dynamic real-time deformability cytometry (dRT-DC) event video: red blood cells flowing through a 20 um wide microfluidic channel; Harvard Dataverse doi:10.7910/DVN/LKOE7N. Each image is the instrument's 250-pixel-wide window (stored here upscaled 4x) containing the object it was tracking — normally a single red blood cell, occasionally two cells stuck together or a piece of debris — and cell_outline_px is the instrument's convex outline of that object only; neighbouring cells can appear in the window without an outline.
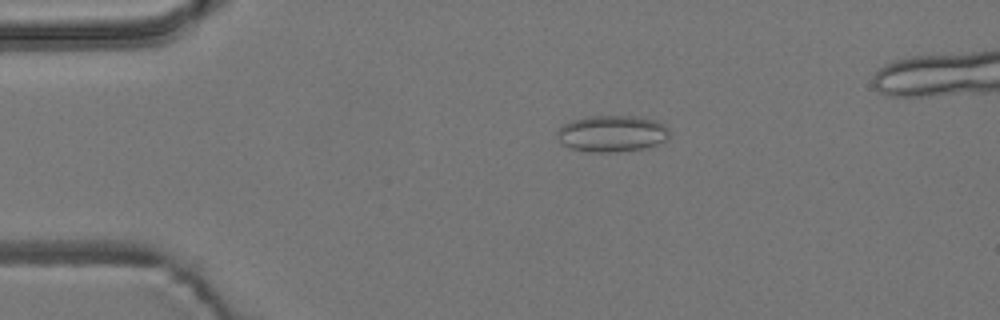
{"species": "common noctule bat (a hibernating species)", "species_latin": "Nyctalus noctula", "temperature_condition": "room temperature", "stored_images_in_passage": 54, "camera_frame_rate_fps": 3000, "um_per_image_px": 0.085, "animal": {"sex": "male", "body_mass_g": 19.2, "forearm_length_mm": 51.8}, "frame": {"image": 1, "passage_image": 12, "time_ms": 3.667, "image_size_px": [1000, 320], "cell_outline_px": [[668, 136], [664, 140], [656, 144], [644, 148], [616, 152], [592, 152], [572, 148], [564, 144], [556, 136], [556, 132], [564, 124], [572, 120], [588, 116], [636, 116], [656, 120], [664, 124], [668, 128]], "centroid_in_image_um": [52.02, 11.34], "position_along_channel_um": 33.0, "area_um2": 23.7}}
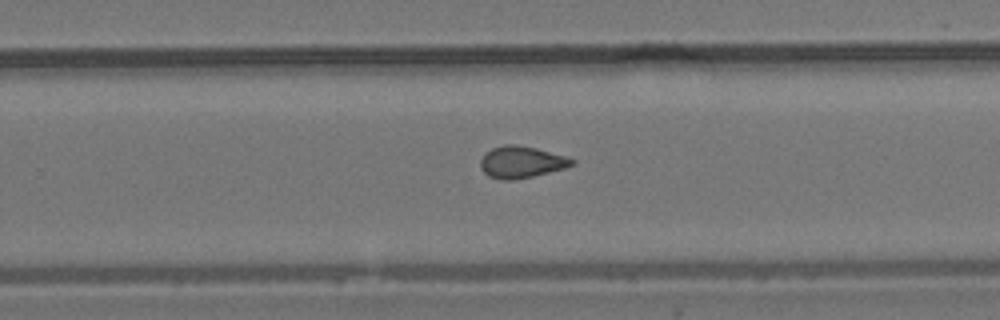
{"frame": {"image": 2, "passage_image": 36, "time_ms": 11.667, "image_size_px": [1000, 320], "cell_outline_px": [[576, 164], [564, 168], [532, 176], [512, 180], [500, 180], [488, 176], [480, 168], [480, 160], [492, 148], [504, 144], [516, 144], [536, 148], [568, 156], [576, 160]], "centroid_in_image_um": [44.34, 13.77], "position_along_channel_um": 285.5, "area_um2": 16.99}}
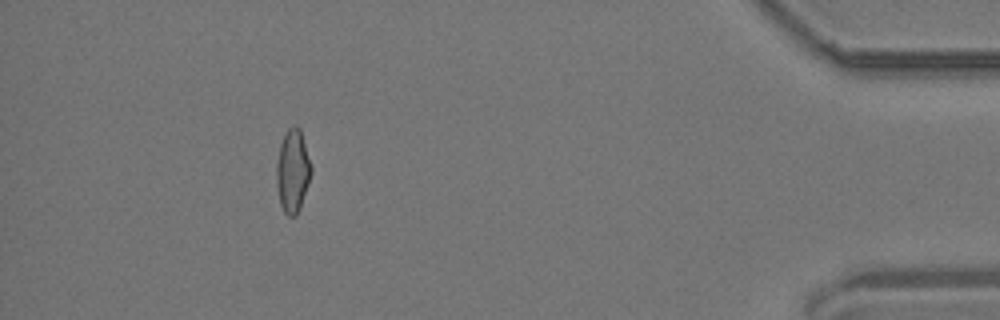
{"frame": {"image": 3, "passage_image": 51, "time_ms": 16.667, "image_size_px": [1000, 320], "cell_outline_px": [[312, 172], [300, 208], [296, 216], [288, 216], [284, 212], [280, 204], [276, 184], [276, 164], [280, 144], [288, 128], [292, 124], [296, 124], [300, 128], [312, 168]], "centroid_in_image_um": [24.87, 14.53], "position_along_channel_um": 410.3, "area_um2": 16.88}, "authors_computed_cell_mechanics": {"area_um2": 17.051, "velocity_mm_per_s": 3.7074, "shape_relaxation_time_tau1_ms": null, "shape_relaxation_time_tau2_ms": 1.8979, "deformation_change_tau1": null, "deformation_change_tau2": 0.0843}}